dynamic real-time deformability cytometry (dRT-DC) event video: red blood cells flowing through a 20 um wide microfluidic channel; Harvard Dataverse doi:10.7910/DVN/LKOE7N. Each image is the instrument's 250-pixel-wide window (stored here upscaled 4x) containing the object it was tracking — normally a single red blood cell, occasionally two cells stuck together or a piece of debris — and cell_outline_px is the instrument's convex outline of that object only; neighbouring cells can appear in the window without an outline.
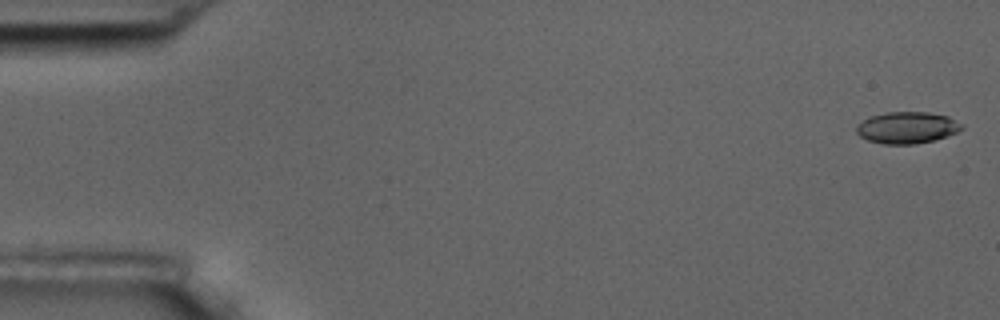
{"species": "common noctule bat (a hibernating species)", "species_latin": "Nyctalus noctula", "temperature_condition": "room temperature", "stored_images_in_passage": 3, "camera_frame_rate_fps": 3000, "um_per_image_px": 0.085, "animal": {"sex": "male", "body_mass_g": 17.5, "forearm_length_mm": 52.3}, "frame": {"image": 1, "passage_image": 1, "time_ms": 0.0, "image_size_px": [1000, 320], "cell_outline_px": [[964, 128], [956, 132], [932, 140], [916, 144], [884, 144], [868, 140], [860, 136], [856, 132], [856, 124], [868, 116], [888, 112], [928, 112], [948, 116], [964, 124]], "centroid_in_image_um": [77.07, 10.83], "position_along_channel_um": 7.9, "area_um2": 19.48}}